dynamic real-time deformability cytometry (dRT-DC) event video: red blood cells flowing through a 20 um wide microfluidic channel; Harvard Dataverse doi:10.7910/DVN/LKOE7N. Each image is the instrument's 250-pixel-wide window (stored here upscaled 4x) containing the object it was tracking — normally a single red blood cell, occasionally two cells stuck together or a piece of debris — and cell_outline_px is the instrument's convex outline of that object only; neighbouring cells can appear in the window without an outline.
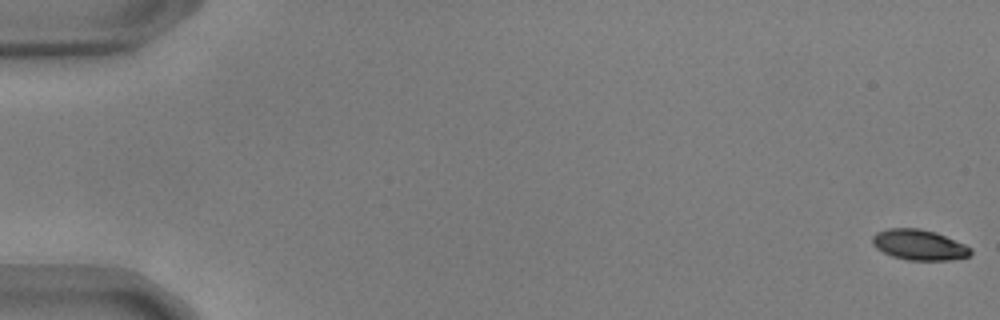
{"species": "common noctule bat (a hibernating species)", "species_latin": "Nyctalus noctula", "temperature_condition": "warm", "stored_images_in_passage": 6, "camera_frame_rate_fps": 3000, "um_per_image_px": 0.085, "animal": {"sex": "male", "body_mass_g": 17.9, "forearm_length_mm": 54.2}, "frame": {"image": 1, "passage_image": 1, "time_ms": 0.0, "image_size_px": [1000, 320], "cell_outline_px": [[972, 252], [968, 256], [948, 260], [908, 260], [892, 256], [876, 248], [872, 244], [872, 236], [876, 232], [888, 228], [920, 228], [936, 232], [964, 244], [972, 248]], "centroid_in_image_um": [78.1, 20.8], "position_along_channel_um": 6.9, "area_um2": 17.46}}